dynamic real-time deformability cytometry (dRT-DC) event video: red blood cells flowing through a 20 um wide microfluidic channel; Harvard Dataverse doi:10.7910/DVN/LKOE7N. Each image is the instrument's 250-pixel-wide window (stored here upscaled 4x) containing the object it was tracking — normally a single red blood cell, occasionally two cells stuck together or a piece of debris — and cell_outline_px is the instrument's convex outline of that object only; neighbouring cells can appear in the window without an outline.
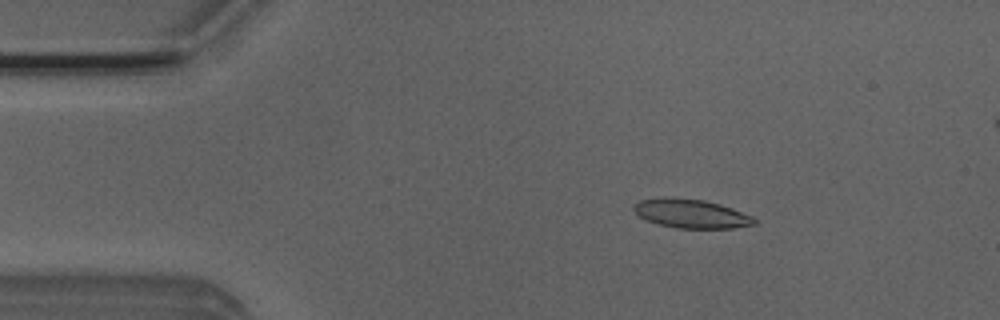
{"species": "Egyptian fruit bat (a non-hibernating species)", "species_latin": "Rousettus aegyptiacus", "temperature_condition": "room temperature", "stored_images_in_passage": 7, "camera_frame_rate_fps": 3000, "um_per_image_px": 0.085, "animal": {"sex": "male"}, "frame": {"image": 1, "passage_image": 3, "time_ms": 2.333, "image_size_px": [1000, 320], "cell_outline_px": [[756, 224], [732, 228], [676, 228], [660, 224], [648, 220], [640, 216], [632, 208], [640, 200], [704, 200], [720, 204], [732, 208], [752, 216], [756, 220]], "centroid_in_image_um": [58.85, 18.21], "position_along_channel_um": 26.2, "area_um2": 19.25}}